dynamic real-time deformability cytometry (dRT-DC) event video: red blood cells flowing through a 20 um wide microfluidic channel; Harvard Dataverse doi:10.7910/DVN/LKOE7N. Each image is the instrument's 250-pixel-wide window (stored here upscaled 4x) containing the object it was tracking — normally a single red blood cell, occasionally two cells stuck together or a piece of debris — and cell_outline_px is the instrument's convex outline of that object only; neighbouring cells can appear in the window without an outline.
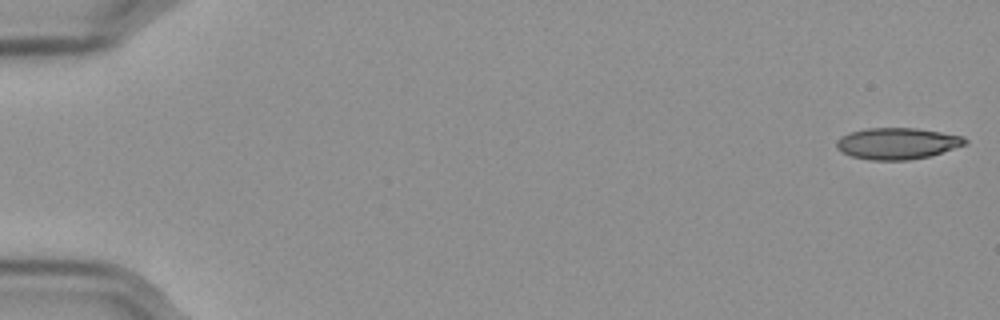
{"species": "Egyptian fruit bat (a non-hibernating species)", "species_latin": "Rousettus aegyptiacus", "temperature_condition": "cold", "stored_images_in_passage": 57, "camera_frame_rate_fps": 3000, "um_per_image_px": 0.085, "frame": {"image": 1, "passage_image": 1, "time_ms": 0.0, "image_size_px": [1000, 320], "cell_outline_px": [[968, 144], [928, 156], [908, 160], [868, 160], [852, 156], [840, 152], [836, 148], [836, 140], [840, 136], [848, 132], [868, 128], [916, 128], [964, 136], [968, 140]], "centroid_in_image_um": [76.23, 12.19], "position_along_channel_um": 8.8, "area_um2": 23.7}}
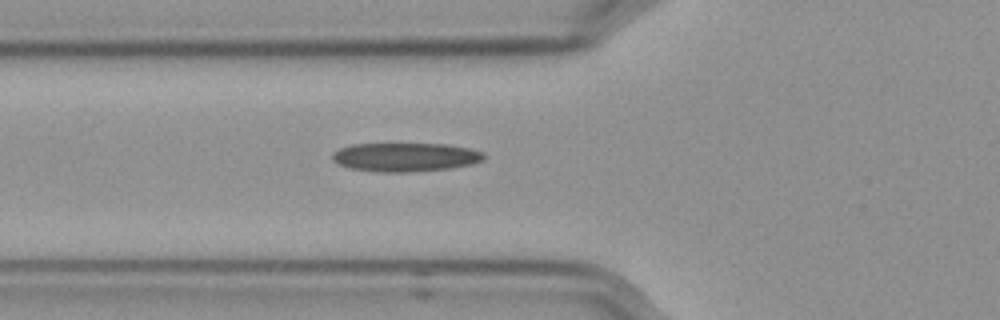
{"frame": {"image": 2, "passage_image": 21, "time_ms": 6.667, "image_size_px": [1000, 320], "cell_outline_px": [[484, 160], [472, 164], [452, 168], [412, 172], [380, 172], [348, 168], [332, 160], [332, 152], [340, 148], [352, 144], [444, 144], [468, 148], [484, 152]], "centroid_in_image_um": [34.45, 13.36], "position_along_channel_um": 91.4, "area_um2": 25.49}}
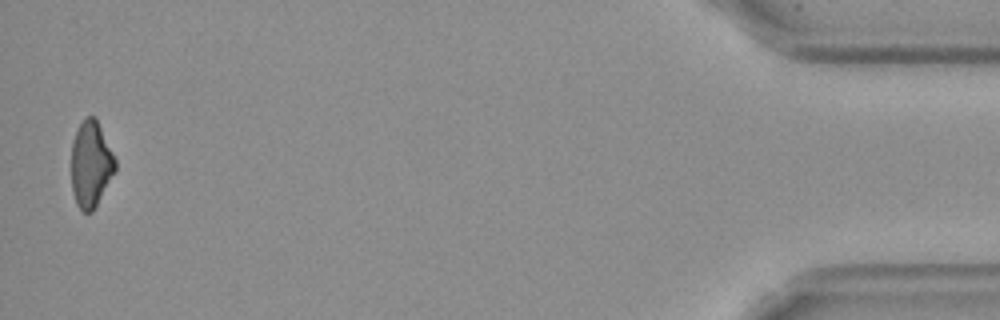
{"frame": {"image": 3, "passage_image": 56, "time_ms": 18.333, "image_size_px": [1000, 320], "cell_outline_px": [[116, 172], [92, 212], [84, 212], [76, 204], [72, 192], [72, 140], [84, 116], [96, 116], [116, 160]], "centroid_in_image_um": [7.73, 13.94], "position_along_channel_um": 427.5, "area_um2": 22.2}}